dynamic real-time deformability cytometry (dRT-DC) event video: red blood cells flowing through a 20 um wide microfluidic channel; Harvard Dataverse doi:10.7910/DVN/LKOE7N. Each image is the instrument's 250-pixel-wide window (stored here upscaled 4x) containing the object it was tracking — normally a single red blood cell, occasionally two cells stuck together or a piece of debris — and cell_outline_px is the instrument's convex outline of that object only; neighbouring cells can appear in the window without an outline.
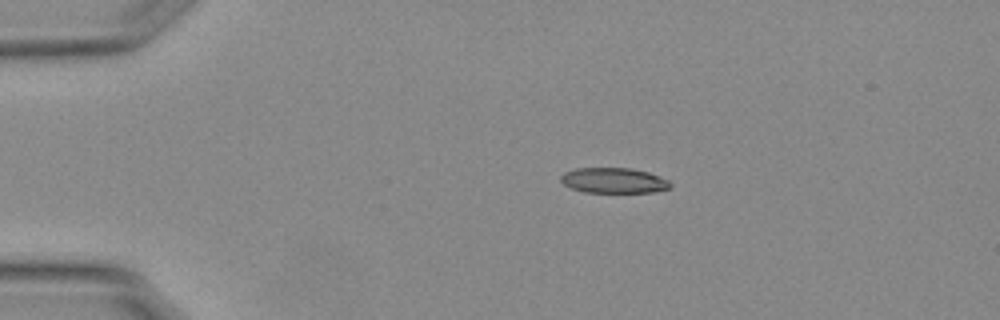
{"species": "Egyptian fruit bat (a non-hibernating species)", "species_latin": "Rousettus aegyptiacus", "temperature_condition": "warm", "stored_images_in_passage": 45, "camera_frame_rate_fps": 3000, "um_per_image_px": 0.085, "animal": {"sex": "female"}, "frame": {"image": 1, "passage_image": 1, "time_ms": 0.0, "image_size_px": [1000, 320], "cell_outline_px": [[672, 188], [652, 192], [584, 192], [572, 188], [564, 184], [560, 180], [560, 176], [564, 172], [576, 168], [632, 168], [648, 172], [668, 180], [672, 184]], "centroid_in_image_um": [52.17, 15.34], "position_along_channel_um": 32.8, "area_um2": 16.18}}
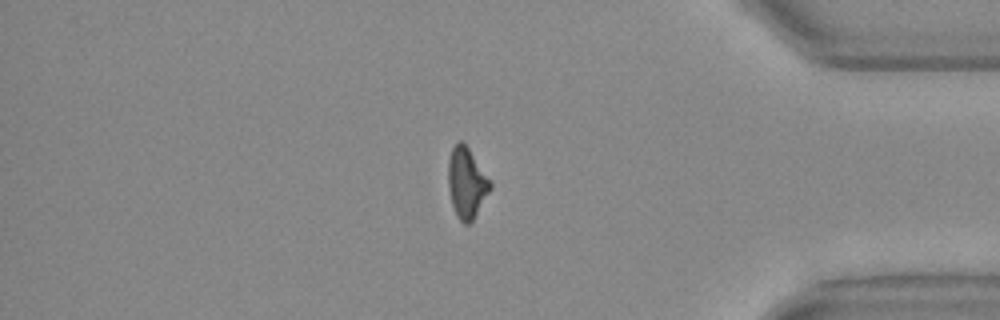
{"frame": {"image": 2, "passage_image": 36, "time_ms": 11.667, "image_size_px": [1000, 320], "cell_outline_px": [[492, 188], [472, 220], [468, 224], [464, 224], [456, 216], [452, 204], [448, 188], [448, 160], [452, 148], [456, 140], [460, 140], [468, 148], [492, 184]], "centroid_in_image_um": [39.63, 15.54], "position_along_channel_um": 395.6, "area_um2": 17.05}}
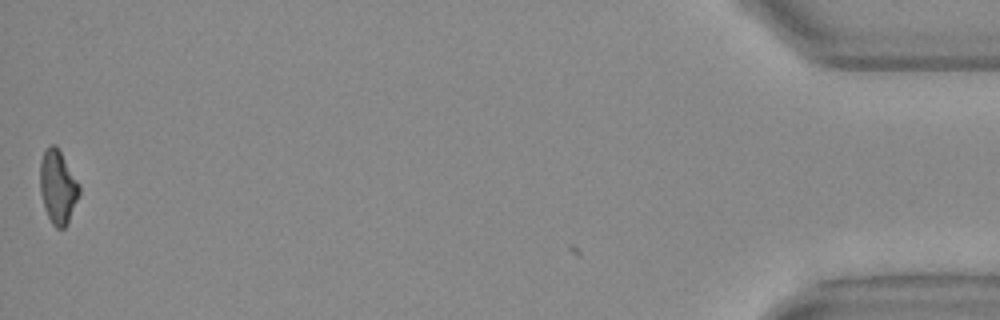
{"frame": {"image": 3, "passage_image": 44, "time_ms": 14.333, "image_size_px": [1000, 320], "cell_outline_px": [[80, 192], [68, 220], [64, 228], [56, 228], [52, 224], [44, 208], [40, 192], [40, 160], [44, 152], [52, 144], [56, 144], [80, 184]], "centroid_in_image_um": [4.91, 15.87], "position_along_channel_um": 430.3, "area_um2": 16.65}, "authors_computed_cell_mechanics": {"area_um2": 17.34, "velocity_mm_per_s": 3.8082, "shape_relaxation_time_tau1_ms": null, "shape_relaxation_time_tau2_ms": 6.9438, "deformation_change_tau1": null, "deformation_change_tau2": 0.1769}}